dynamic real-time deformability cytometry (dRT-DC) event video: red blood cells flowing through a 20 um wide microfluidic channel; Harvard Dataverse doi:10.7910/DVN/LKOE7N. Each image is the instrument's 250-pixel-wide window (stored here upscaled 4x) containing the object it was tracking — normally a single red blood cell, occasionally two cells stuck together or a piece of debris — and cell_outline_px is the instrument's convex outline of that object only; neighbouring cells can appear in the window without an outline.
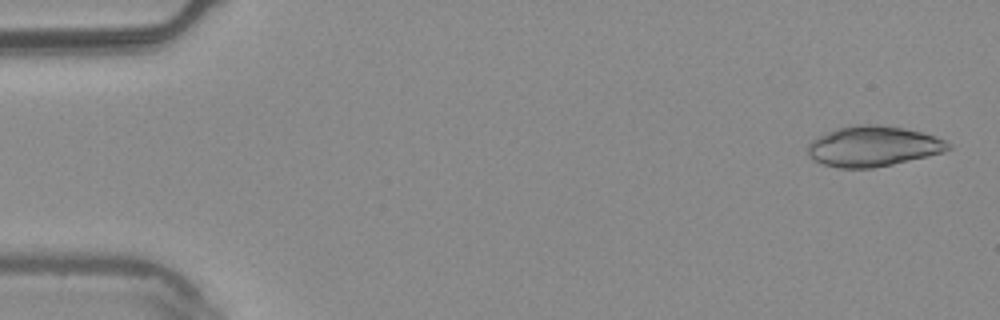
{"species": "common noctule bat (a hibernating species)", "species_latin": "Nyctalus noctula", "temperature_condition": "warm", "stored_images_in_passage": 8, "camera_frame_rate_fps": 3000, "um_per_image_px": 0.085, "animal": {"sex": "male", "body_mass_g": 20.4}, "frame": {"image": 1, "passage_image": 1, "time_ms": 0.0, "image_size_px": [1000, 320], "cell_outline_px": [[952, 148], [944, 152], [928, 156], [892, 164], [872, 168], [840, 168], [824, 164], [812, 160], [808, 156], [808, 144], [816, 136], [836, 128], [856, 124], [880, 124], [904, 128], [936, 136], [948, 140], [952, 144]], "centroid_in_image_um": [74.23, 12.42], "position_along_channel_um": 10.8, "area_um2": 33.41}}